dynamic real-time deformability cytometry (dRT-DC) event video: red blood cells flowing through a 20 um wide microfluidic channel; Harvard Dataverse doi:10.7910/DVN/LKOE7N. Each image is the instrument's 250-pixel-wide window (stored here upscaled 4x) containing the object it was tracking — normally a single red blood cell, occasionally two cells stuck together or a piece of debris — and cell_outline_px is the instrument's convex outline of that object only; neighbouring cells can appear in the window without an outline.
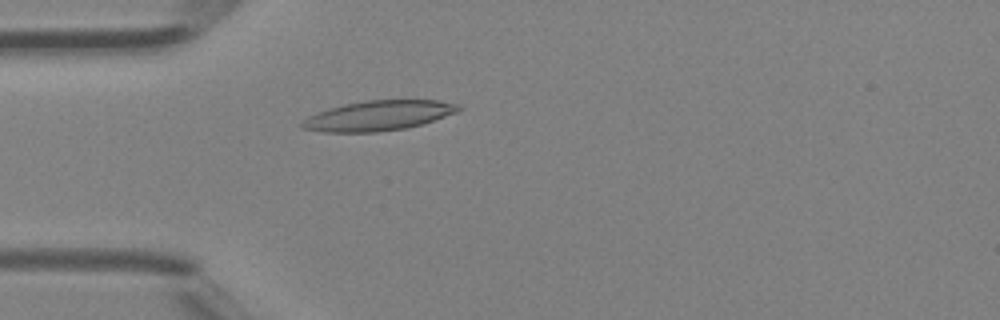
{"species": "Egyptian fruit bat (a non-hibernating species)", "species_latin": "Rousettus aegyptiacus", "temperature_condition": "room temperature", "stored_images_in_passage": 38, "camera_frame_rate_fps": 3000, "um_per_image_px": 0.085, "animal": {"sex": "female"}, "frame": {"image": 1, "passage_image": 5, "time_ms": 1.333, "image_size_px": [1000, 320], "cell_outline_px": [[460, 108], [456, 112], [420, 124], [404, 128], [376, 132], [324, 132], [300, 128], [300, 124], [308, 116], [316, 112], [328, 108], [344, 104], [364, 100], [440, 100], [460, 104]], "centroid_in_image_um": [32.11, 9.82], "position_along_channel_um": 52.9, "area_um2": 27.17}}
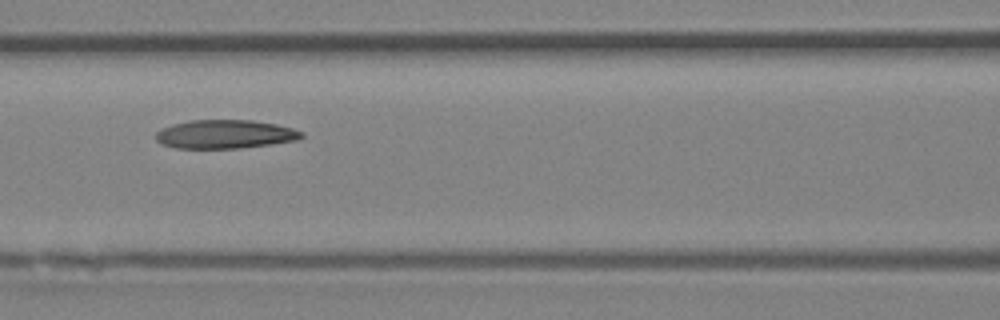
{"frame": {"image": 2, "passage_image": 12, "time_ms": 3.667, "image_size_px": [1000, 320], "cell_outline_px": [[304, 136], [296, 140], [268, 144], [236, 148], [176, 148], [160, 144], [156, 140], [156, 132], [172, 124], [188, 120], [252, 120], [276, 124], [292, 128], [304, 132]], "centroid_in_image_um": [19.1, 11.4], "position_along_channel_um": 147.5, "area_um2": 24.22}}
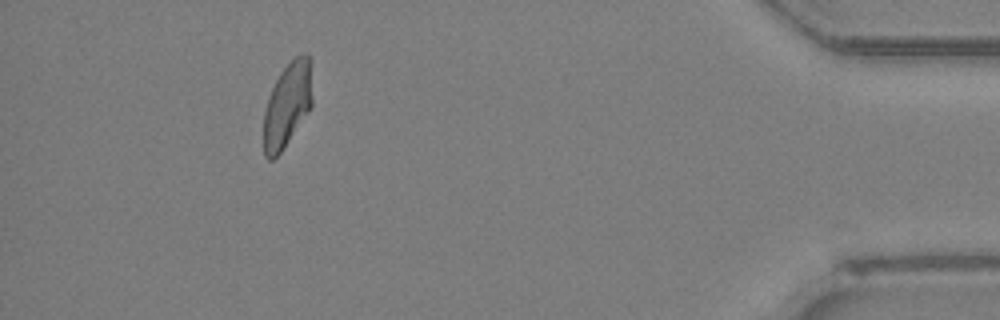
{"frame": {"image": 3, "passage_image": 34, "time_ms": 11.0, "image_size_px": [1000, 320], "cell_outline_px": [[312, 104], [308, 112], [280, 152], [272, 160], [268, 160], [264, 156], [264, 112], [268, 96], [280, 72], [296, 56], [304, 52], [308, 52], [312, 56]], "centroid_in_image_um": [24.45, 8.83], "position_along_channel_um": 410.7, "area_um2": 24.16}, "authors_computed_cell_mechanics": {"area_um2": 24.6517, "velocity_mm_per_s": 4.4242, "shape_relaxation_time_tau1_ms": null, "shape_relaxation_time_tau2_ms": 3.7392, "deformation_change_tau1": null, "deformation_change_tau2": 0.1187}}